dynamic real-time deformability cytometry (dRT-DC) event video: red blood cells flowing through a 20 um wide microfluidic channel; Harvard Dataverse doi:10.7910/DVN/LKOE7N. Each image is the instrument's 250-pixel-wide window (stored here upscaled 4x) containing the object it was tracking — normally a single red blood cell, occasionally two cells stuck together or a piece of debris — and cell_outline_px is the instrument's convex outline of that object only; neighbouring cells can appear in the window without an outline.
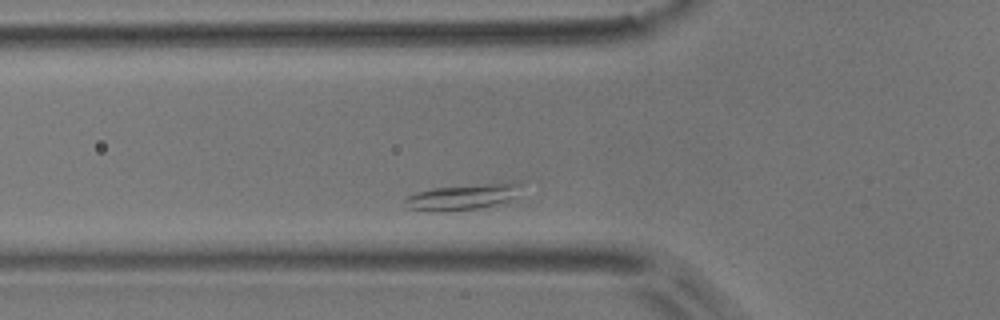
{"species": "common noctule bat (a hibernating species)", "species_latin": "Nyctalus noctula", "temperature_condition": "room temperature", "stored_images_in_passage": 2, "camera_frame_rate_fps": 3000, "um_per_image_px": 0.085, "animal": {"sex": "male", "body_mass_g": 17.9}, "frame": {"image": 1, "passage_image": 2, "time_ms": 0.333, "image_size_px": [1000, 320], "cell_outline_px": [[524, 180], [512, 196], [504, 204], [476, 208], [440, 212], [408, 208], [404, 200], [404, 196], [416, 192], [432, 188], [504, 180]], "centroid_in_image_um": [39.37, 16.68], "position_along_channel_um": 86.4, "area_um2": 18.09}}